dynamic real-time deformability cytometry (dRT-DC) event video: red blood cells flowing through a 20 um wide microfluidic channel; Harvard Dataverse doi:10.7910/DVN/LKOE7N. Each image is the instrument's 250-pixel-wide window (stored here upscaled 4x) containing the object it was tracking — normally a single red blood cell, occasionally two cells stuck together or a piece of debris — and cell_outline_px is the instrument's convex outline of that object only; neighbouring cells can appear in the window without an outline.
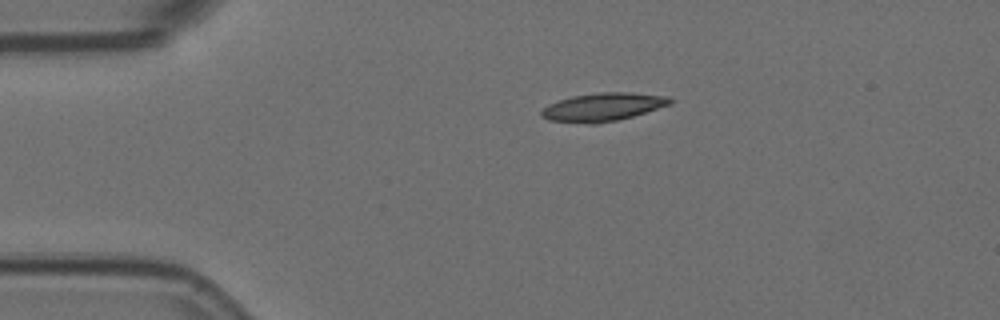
{"species": "Egyptian fruit bat (a non-hibernating species)", "species_latin": "Rousettus aegyptiacus", "temperature_condition": "room temperature", "stored_images_in_passage": 3, "camera_frame_rate_fps": 3000, "um_per_image_px": 0.085, "animal": {"sex": "female"}, "frame": {"image": 1, "passage_image": 3, "time_ms": 0.667, "image_size_px": [1000, 320], "cell_outline_px": [[672, 104], [632, 116], [616, 120], [596, 124], [588, 124], [548, 120], [540, 116], [540, 112], [548, 104], [572, 96], [600, 92], [632, 92], [672, 96]], "centroid_in_image_um": [51.27, 9.09], "position_along_channel_um": 33.7, "area_um2": 21.27}}